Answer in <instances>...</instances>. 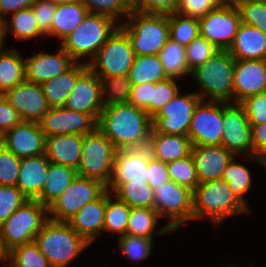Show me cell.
<instances>
[{
	"label": "cell",
	"instance_id": "obj_62",
	"mask_svg": "<svg viewBox=\"0 0 266 267\" xmlns=\"http://www.w3.org/2000/svg\"><path fill=\"white\" fill-rule=\"evenodd\" d=\"M45 1L53 2L54 4H68V3L81 2V0H45Z\"/></svg>",
	"mask_w": 266,
	"mask_h": 267
},
{
	"label": "cell",
	"instance_id": "obj_37",
	"mask_svg": "<svg viewBox=\"0 0 266 267\" xmlns=\"http://www.w3.org/2000/svg\"><path fill=\"white\" fill-rule=\"evenodd\" d=\"M130 208H154V190L146 181L143 183H122L114 192Z\"/></svg>",
	"mask_w": 266,
	"mask_h": 267
},
{
	"label": "cell",
	"instance_id": "obj_56",
	"mask_svg": "<svg viewBox=\"0 0 266 267\" xmlns=\"http://www.w3.org/2000/svg\"><path fill=\"white\" fill-rule=\"evenodd\" d=\"M151 94L152 83L133 85L130 93L129 103L145 110L150 115Z\"/></svg>",
	"mask_w": 266,
	"mask_h": 267
},
{
	"label": "cell",
	"instance_id": "obj_42",
	"mask_svg": "<svg viewBox=\"0 0 266 267\" xmlns=\"http://www.w3.org/2000/svg\"><path fill=\"white\" fill-rule=\"evenodd\" d=\"M99 78L102 81V99L104 105L129 103L133 85L128 75Z\"/></svg>",
	"mask_w": 266,
	"mask_h": 267
},
{
	"label": "cell",
	"instance_id": "obj_54",
	"mask_svg": "<svg viewBox=\"0 0 266 267\" xmlns=\"http://www.w3.org/2000/svg\"><path fill=\"white\" fill-rule=\"evenodd\" d=\"M31 7L39 29L46 35L51 30L56 4L45 0H36Z\"/></svg>",
	"mask_w": 266,
	"mask_h": 267
},
{
	"label": "cell",
	"instance_id": "obj_52",
	"mask_svg": "<svg viewBox=\"0 0 266 267\" xmlns=\"http://www.w3.org/2000/svg\"><path fill=\"white\" fill-rule=\"evenodd\" d=\"M220 6H222L220 0H181L176 11L182 15L199 19Z\"/></svg>",
	"mask_w": 266,
	"mask_h": 267
},
{
	"label": "cell",
	"instance_id": "obj_39",
	"mask_svg": "<svg viewBox=\"0 0 266 267\" xmlns=\"http://www.w3.org/2000/svg\"><path fill=\"white\" fill-rule=\"evenodd\" d=\"M237 156H234L233 159L226 166L222 179H224L232 192L237 196V198L247 207L245 194L251 189L252 185V174L250 170L243 164L235 162Z\"/></svg>",
	"mask_w": 266,
	"mask_h": 267
},
{
	"label": "cell",
	"instance_id": "obj_26",
	"mask_svg": "<svg viewBox=\"0 0 266 267\" xmlns=\"http://www.w3.org/2000/svg\"><path fill=\"white\" fill-rule=\"evenodd\" d=\"M228 52L238 60H266V34L241 22Z\"/></svg>",
	"mask_w": 266,
	"mask_h": 267
},
{
	"label": "cell",
	"instance_id": "obj_2",
	"mask_svg": "<svg viewBox=\"0 0 266 267\" xmlns=\"http://www.w3.org/2000/svg\"><path fill=\"white\" fill-rule=\"evenodd\" d=\"M234 66L235 59L228 50L217 51L190 71V77L200 89L195 93L202 101L233 102Z\"/></svg>",
	"mask_w": 266,
	"mask_h": 267
},
{
	"label": "cell",
	"instance_id": "obj_59",
	"mask_svg": "<svg viewBox=\"0 0 266 267\" xmlns=\"http://www.w3.org/2000/svg\"><path fill=\"white\" fill-rule=\"evenodd\" d=\"M36 0H0V18L4 21L8 14L31 7Z\"/></svg>",
	"mask_w": 266,
	"mask_h": 267
},
{
	"label": "cell",
	"instance_id": "obj_7",
	"mask_svg": "<svg viewBox=\"0 0 266 267\" xmlns=\"http://www.w3.org/2000/svg\"><path fill=\"white\" fill-rule=\"evenodd\" d=\"M49 219L48 208L37 200H27L0 224V245L7 255L15 247L34 241Z\"/></svg>",
	"mask_w": 266,
	"mask_h": 267
},
{
	"label": "cell",
	"instance_id": "obj_41",
	"mask_svg": "<svg viewBox=\"0 0 266 267\" xmlns=\"http://www.w3.org/2000/svg\"><path fill=\"white\" fill-rule=\"evenodd\" d=\"M81 3L86 7L88 13L110 17L119 25L133 10V5L129 0H81Z\"/></svg>",
	"mask_w": 266,
	"mask_h": 267
},
{
	"label": "cell",
	"instance_id": "obj_29",
	"mask_svg": "<svg viewBox=\"0 0 266 267\" xmlns=\"http://www.w3.org/2000/svg\"><path fill=\"white\" fill-rule=\"evenodd\" d=\"M192 146L188 136L150 134L147 147L152 157L169 163L190 155Z\"/></svg>",
	"mask_w": 266,
	"mask_h": 267
},
{
	"label": "cell",
	"instance_id": "obj_12",
	"mask_svg": "<svg viewBox=\"0 0 266 267\" xmlns=\"http://www.w3.org/2000/svg\"><path fill=\"white\" fill-rule=\"evenodd\" d=\"M107 186L96 179L77 175L68 188L48 207L49 219L67 222L85 204L99 198Z\"/></svg>",
	"mask_w": 266,
	"mask_h": 267
},
{
	"label": "cell",
	"instance_id": "obj_57",
	"mask_svg": "<svg viewBox=\"0 0 266 267\" xmlns=\"http://www.w3.org/2000/svg\"><path fill=\"white\" fill-rule=\"evenodd\" d=\"M21 121L17 110L0 94V129L6 132Z\"/></svg>",
	"mask_w": 266,
	"mask_h": 267
},
{
	"label": "cell",
	"instance_id": "obj_13",
	"mask_svg": "<svg viewBox=\"0 0 266 267\" xmlns=\"http://www.w3.org/2000/svg\"><path fill=\"white\" fill-rule=\"evenodd\" d=\"M182 93V94H181ZM179 93L152 117L150 134L188 136L195 107L201 98L195 93Z\"/></svg>",
	"mask_w": 266,
	"mask_h": 267
},
{
	"label": "cell",
	"instance_id": "obj_50",
	"mask_svg": "<svg viewBox=\"0 0 266 267\" xmlns=\"http://www.w3.org/2000/svg\"><path fill=\"white\" fill-rule=\"evenodd\" d=\"M21 159L6 147L0 149V185L16 186Z\"/></svg>",
	"mask_w": 266,
	"mask_h": 267
},
{
	"label": "cell",
	"instance_id": "obj_66",
	"mask_svg": "<svg viewBox=\"0 0 266 267\" xmlns=\"http://www.w3.org/2000/svg\"><path fill=\"white\" fill-rule=\"evenodd\" d=\"M138 0H129V2L134 5Z\"/></svg>",
	"mask_w": 266,
	"mask_h": 267
},
{
	"label": "cell",
	"instance_id": "obj_61",
	"mask_svg": "<svg viewBox=\"0 0 266 267\" xmlns=\"http://www.w3.org/2000/svg\"><path fill=\"white\" fill-rule=\"evenodd\" d=\"M3 20L0 18V50L3 49L5 46V40H4V26H3Z\"/></svg>",
	"mask_w": 266,
	"mask_h": 267
},
{
	"label": "cell",
	"instance_id": "obj_16",
	"mask_svg": "<svg viewBox=\"0 0 266 267\" xmlns=\"http://www.w3.org/2000/svg\"><path fill=\"white\" fill-rule=\"evenodd\" d=\"M38 123L46 137L62 134L84 136L97 129L98 120L87 113L54 107L50 108Z\"/></svg>",
	"mask_w": 266,
	"mask_h": 267
},
{
	"label": "cell",
	"instance_id": "obj_44",
	"mask_svg": "<svg viewBox=\"0 0 266 267\" xmlns=\"http://www.w3.org/2000/svg\"><path fill=\"white\" fill-rule=\"evenodd\" d=\"M170 181L194 190L199 185L192 154L167 163Z\"/></svg>",
	"mask_w": 266,
	"mask_h": 267
},
{
	"label": "cell",
	"instance_id": "obj_48",
	"mask_svg": "<svg viewBox=\"0 0 266 267\" xmlns=\"http://www.w3.org/2000/svg\"><path fill=\"white\" fill-rule=\"evenodd\" d=\"M29 200L16 186L0 185V224Z\"/></svg>",
	"mask_w": 266,
	"mask_h": 267
},
{
	"label": "cell",
	"instance_id": "obj_21",
	"mask_svg": "<svg viewBox=\"0 0 266 267\" xmlns=\"http://www.w3.org/2000/svg\"><path fill=\"white\" fill-rule=\"evenodd\" d=\"M46 135L39 123L21 121L6 131L5 147L21 158L45 153Z\"/></svg>",
	"mask_w": 266,
	"mask_h": 267
},
{
	"label": "cell",
	"instance_id": "obj_65",
	"mask_svg": "<svg viewBox=\"0 0 266 267\" xmlns=\"http://www.w3.org/2000/svg\"><path fill=\"white\" fill-rule=\"evenodd\" d=\"M222 267H242V266H238L236 264H231V265H224Z\"/></svg>",
	"mask_w": 266,
	"mask_h": 267
},
{
	"label": "cell",
	"instance_id": "obj_22",
	"mask_svg": "<svg viewBox=\"0 0 266 267\" xmlns=\"http://www.w3.org/2000/svg\"><path fill=\"white\" fill-rule=\"evenodd\" d=\"M75 61L60 46L55 54L44 50L25 59V80L41 84L69 69Z\"/></svg>",
	"mask_w": 266,
	"mask_h": 267
},
{
	"label": "cell",
	"instance_id": "obj_6",
	"mask_svg": "<svg viewBox=\"0 0 266 267\" xmlns=\"http://www.w3.org/2000/svg\"><path fill=\"white\" fill-rule=\"evenodd\" d=\"M119 27L128 35L135 55H159L169 40L168 14L133 9Z\"/></svg>",
	"mask_w": 266,
	"mask_h": 267
},
{
	"label": "cell",
	"instance_id": "obj_23",
	"mask_svg": "<svg viewBox=\"0 0 266 267\" xmlns=\"http://www.w3.org/2000/svg\"><path fill=\"white\" fill-rule=\"evenodd\" d=\"M191 154L199 184L221 179L226 166L234 157L222 145L192 146Z\"/></svg>",
	"mask_w": 266,
	"mask_h": 267
},
{
	"label": "cell",
	"instance_id": "obj_5",
	"mask_svg": "<svg viewBox=\"0 0 266 267\" xmlns=\"http://www.w3.org/2000/svg\"><path fill=\"white\" fill-rule=\"evenodd\" d=\"M118 27L119 24L110 17L88 13L79 26L59 46L75 62L88 64Z\"/></svg>",
	"mask_w": 266,
	"mask_h": 267
},
{
	"label": "cell",
	"instance_id": "obj_46",
	"mask_svg": "<svg viewBox=\"0 0 266 267\" xmlns=\"http://www.w3.org/2000/svg\"><path fill=\"white\" fill-rule=\"evenodd\" d=\"M213 43L200 34L185 47V56L188 70L191 71L210 59L217 51Z\"/></svg>",
	"mask_w": 266,
	"mask_h": 267
},
{
	"label": "cell",
	"instance_id": "obj_63",
	"mask_svg": "<svg viewBox=\"0 0 266 267\" xmlns=\"http://www.w3.org/2000/svg\"><path fill=\"white\" fill-rule=\"evenodd\" d=\"M6 132L0 129V149L5 147Z\"/></svg>",
	"mask_w": 266,
	"mask_h": 267
},
{
	"label": "cell",
	"instance_id": "obj_10",
	"mask_svg": "<svg viewBox=\"0 0 266 267\" xmlns=\"http://www.w3.org/2000/svg\"><path fill=\"white\" fill-rule=\"evenodd\" d=\"M223 126L221 145L234 156L242 155L263 167L264 160L253 156L251 126L240 103L223 102Z\"/></svg>",
	"mask_w": 266,
	"mask_h": 267
},
{
	"label": "cell",
	"instance_id": "obj_51",
	"mask_svg": "<svg viewBox=\"0 0 266 267\" xmlns=\"http://www.w3.org/2000/svg\"><path fill=\"white\" fill-rule=\"evenodd\" d=\"M244 107L250 125L266 124V91L245 98Z\"/></svg>",
	"mask_w": 266,
	"mask_h": 267
},
{
	"label": "cell",
	"instance_id": "obj_49",
	"mask_svg": "<svg viewBox=\"0 0 266 267\" xmlns=\"http://www.w3.org/2000/svg\"><path fill=\"white\" fill-rule=\"evenodd\" d=\"M238 10L242 23L257 27L266 34V0L244 3Z\"/></svg>",
	"mask_w": 266,
	"mask_h": 267
},
{
	"label": "cell",
	"instance_id": "obj_47",
	"mask_svg": "<svg viewBox=\"0 0 266 267\" xmlns=\"http://www.w3.org/2000/svg\"><path fill=\"white\" fill-rule=\"evenodd\" d=\"M177 79L168 77L167 79L152 83V94L150 100V116L153 117L162 107L171 101L180 91Z\"/></svg>",
	"mask_w": 266,
	"mask_h": 267
},
{
	"label": "cell",
	"instance_id": "obj_43",
	"mask_svg": "<svg viewBox=\"0 0 266 267\" xmlns=\"http://www.w3.org/2000/svg\"><path fill=\"white\" fill-rule=\"evenodd\" d=\"M6 258L12 267H51L34 241L15 247Z\"/></svg>",
	"mask_w": 266,
	"mask_h": 267
},
{
	"label": "cell",
	"instance_id": "obj_38",
	"mask_svg": "<svg viewBox=\"0 0 266 267\" xmlns=\"http://www.w3.org/2000/svg\"><path fill=\"white\" fill-rule=\"evenodd\" d=\"M168 77L183 78L190 75L185 56V47L169 39L159 53Z\"/></svg>",
	"mask_w": 266,
	"mask_h": 267
},
{
	"label": "cell",
	"instance_id": "obj_68",
	"mask_svg": "<svg viewBox=\"0 0 266 267\" xmlns=\"http://www.w3.org/2000/svg\"><path fill=\"white\" fill-rule=\"evenodd\" d=\"M6 264H7L8 266H7V265H4L3 267H5V266H6V267H12L8 262H7Z\"/></svg>",
	"mask_w": 266,
	"mask_h": 267
},
{
	"label": "cell",
	"instance_id": "obj_67",
	"mask_svg": "<svg viewBox=\"0 0 266 267\" xmlns=\"http://www.w3.org/2000/svg\"><path fill=\"white\" fill-rule=\"evenodd\" d=\"M263 167L266 169V159L264 160Z\"/></svg>",
	"mask_w": 266,
	"mask_h": 267
},
{
	"label": "cell",
	"instance_id": "obj_4",
	"mask_svg": "<svg viewBox=\"0 0 266 267\" xmlns=\"http://www.w3.org/2000/svg\"><path fill=\"white\" fill-rule=\"evenodd\" d=\"M192 198L193 221L205 216L217 226L231 216L250 212L222 178L199 184L193 190Z\"/></svg>",
	"mask_w": 266,
	"mask_h": 267
},
{
	"label": "cell",
	"instance_id": "obj_31",
	"mask_svg": "<svg viewBox=\"0 0 266 267\" xmlns=\"http://www.w3.org/2000/svg\"><path fill=\"white\" fill-rule=\"evenodd\" d=\"M87 14L88 11L81 2L56 4L51 30L46 36L58 37L61 43L79 26Z\"/></svg>",
	"mask_w": 266,
	"mask_h": 267
},
{
	"label": "cell",
	"instance_id": "obj_27",
	"mask_svg": "<svg viewBox=\"0 0 266 267\" xmlns=\"http://www.w3.org/2000/svg\"><path fill=\"white\" fill-rule=\"evenodd\" d=\"M49 164L45 153L21 158L16 187L29 200H35L41 194Z\"/></svg>",
	"mask_w": 266,
	"mask_h": 267
},
{
	"label": "cell",
	"instance_id": "obj_35",
	"mask_svg": "<svg viewBox=\"0 0 266 267\" xmlns=\"http://www.w3.org/2000/svg\"><path fill=\"white\" fill-rule=\"evenodd\" d=\"M10 22L6 18L3 22L4 26V40L10 32L16 40H28L35 37H46V35L39 29L38 22L34 16L32 7L22 9L13 14H10Z\"/></svg>",
	"mask_w": 266,
	"mask_h": 267
},
{
	"label": "cell",
	"instance_id": "obj_28",
	"mask_svg": "<svg viewBox=\"0 0 266 267\" xmlns=\"http://www.w3.org/2000/svg\"><path fill=\"white\" fill-rule=\"evenodd\" d=\"M87 68L88 64L75 62L62 74L40 84L50 108L65 106L78 77Z\"/></svg>",
	"mask_w": 266,
	"mask_h": 267
},
{
	"label": "cell",
	"instance_id": "obj_64",
	"mask_svg": "<svg viewBox=\"0 0 266 267\" xmlns=\"http://www.w3.org/2000/svg\"><path fill=\"white\" fill-rule=\"evenodd\" d=\"M8 262L6 258V254L3 252L1 245H0V263Z\"/></svg>",
	"mask_w": 266,
	"mask_h": 267
},
{
	"label": "cell",
	"instance_id": "obj_55",
	"mask_svg": "<svg viewBox=\"0 0 266 267\" xmlns=\"http://www.w3.org/2000/svg\"><path fill=\"white\" fill-rule=\"evenodd\" d=\"M168 181H170V178L168 174L167 163L150 156L146 182L153 190H155L156 187L161 186Z\"/></svg>",
	"mask_w": 266,
	"mask_h": 267
},
{
	"label": "cell",
	"instance_id": "obj_8",
	"mask_svg": "<svg viewBox=\"0 0 266 267\" xmlns=\"http://www.w3.org/2000/svg\"><path fill=\"white\" fill-rule=\"evenodd\" d=\"M116 151V147L98 128L92 133L85 134L77 168L78 175L96 179L108 186Z\"/></svg>",
	"mask_w": 266,
	"mask_h": 267
},
{
	"label": "cell",
	"instance_id": "obj_58",
	"mask_svg": "<svg viewBox=\"0 0 266 267\" xmlns=\"http://www.w3.org/2000/svg\"><path fill=\"white\" fill-rule=\"evenodd\" d=\"M252 134L253 156L266 159V124L250 125Z\"/></svg>",
	"mask_w": 266,
	"mask_h": 267
},
{
	"label": "cell",
	"instance_id": "obj_36",
	"mask_svg": "<svg viewBox=\"0 0 266 267\" xmlns=\"http://www.w3.org/2000/svg\"><path fill=\"white\" fill-rule=\"evenodd\" d=\"M129 213L130 207L107 189L103 232L111 233L107 234L109 238L115 237L112 233L118 234V237L126 234Z\"/></svg>",
	"mask_w": 266,
	"mask_h": 267
},
{
	"label": "cell",
	"instance_id": "obj_11",
	"mask_svg": "<svg viewBox=\"0 0 266 267\" xmlns=\"http://www.w3.org/2000/svg\"><path fill=\"white\" fill-rule=\"evenodd\" d=\"M193 191L174 181L156 187L154 208L160 218L165 217L167 225L174 232L190 220L193 221Z\"/></svg>",
	"mask_w": 266,
	"mask_h": 267
},
{
	"label": "cell",
	"instance_id": "obj_33",
	"mask_svg": "<svg viewBox=\"0 0 266 267\" xmlns=\"http://www.w3.org/2000/svg\"><path fill=\"white\" fill-rule=\"evenodd\" d=\"M132 85L156 83L168 78L159 55H135L128 73Z\"/></svg>",
	"mask_w": 266,
	"mask_h": 267
},
{
	"label": "cell",
	"instance_id": "obj_19",
	"mask_svg": "<svg viewBox=\"0 0 266 267\" xmlns=\"http://www.w3.org/2000/svg\"><path fill=\"white\" fill-rule=\"evenodd\" d=\"M64 107L93 115L98 120L104 108L102 81L89 67L78 77Z\"/></svg>",
	"mask_w": 266,
	"mask_h": 267
},
{
	"label": "cell",
	"instance_id": "obj_20",
	"mask_svg": "<svg viewBox=\"0 0 266 267\" xmlns=\"http://www.w3.org/2000/svg\"><path fill=\"white\" fill-rule=\"evenodd\" d=\"M266 91V60L235 59L233 102Z\"/></svg>",
	"mask_w": 266,
	"mask_h": 267
},
{
	"label": "cell",
	"instance_id": "obj_30",
	"mask_svg": "<svg viewBox=\"0 0 266 267\" xmlns=\"http://www.w3.org/2000/svg\"><path fill=\"white\" fill-rule=\"evenodd\" d=\"M77 170L50 162L41 194L35 199L47 208L68 188Z\"/></svg>",
	"mask_w": 266,
	"mask_h": 267
},
{
	"label": "cell",
	"instance_id": "obj_24",
	"mask_svg": "<svg viewBox=\"0 0 266 267\" xmlns=\"http://www.w3.org/2000/svg\"><path fill=\"white\" fill-rule=\"evenodd\" d=\"M107 190L96 200L85 204L67 222L90 245L103 234Z\"/></svg>",
	"mask_w": 266,
	"mask_h": 267
},
{
	"label": "cell",
	"instance_id": "obj_14",
	"mask_svg": "<svg viewBox=\"0 0 266 267\" xmlns=\"http://www.w3.org/2000/svg\"><path fill=\"white\" fill-rule=\"evenodd\" d=\"M223 101H200L195 107L188 137L193 146L221 145Z\"/></svg>",
	"mask_w": 266,
	"mask_h": 267
},
{
	"label": "cell",
	"instance_id": "obj_9",
	"mask_svg": "<svg viewBox=\"0 0 266 267\" xmlns=\"http://www.w3.org/2000/svg\"><path fill=\"white\" fill-rule=\"evenodd\" d=\"M134 57L128 35L118 27L88 63V67L98 77L126 76Z\"/></svg>",
	"mask_w": 266,
	"mask_h": 267
},
{
	"label": "cell",
	"instance_id": "obj_15",
	"mask_svg": "<svg viewBox=\"0 0 266 267\" xmlns=\"http://www.w3.org/2000/svg\"><path fill=\"white\" fill-rule=\"evenodd\" d=\"M198 20L200 35L220 50H228L241 23V16L238 8L222 5Z\"/></svg>",
	"mask_w": 266,
	"mask_h": 267
},
{
	"label": "cell",
	"instance_id": "obj_32",
	"mask_svg": "<svg viewBox=\"0 0 266 267\" xmlns=\"http://www.w3.org/2000/svg\"><path fill=\"white\" fill-rule=\"evenodd\" d=\"M159 219L161 218L155 208L132 207L130 208L126 234L153 238L156 235L162 236L167 233H174L167 224L162 226L158 232L155 231Z\"/></svg>",
	"mask_w": 266,
	"mask_h": 267
},
{
	"label": "cell",
	"instance_id": "obj_60",
	"mask_svg": "<svg viewBox=\"0 0 266 267\" xmlns=\"http://www.w3.org/2000/svg\"><path fill=\"white\" fill-rule=\"evenodd\" d=\"M222 5L239 8L242 4L251 2L254 0H220Z\"/></svg>",
	"mask_w": 266,
	"mask_h": 267
},
{
	"label": "cell",
	"instance_id": "obj_3",
	"mask_svg": "<svg viewBox=\"0 0 266 267\" xmlns=\"http://www.w3.org/2000/svg\"><path fill=\"white\" fill-rule=\"evenodd\" d=\"M34 242L51 267H68L90 246L68 222L51 219L45 222Z\"/></svg>",
	"mask_w": 266,
	"mask_h": 267
},
{
	"label": "cell",
	"instance_id": "obj_53",
	"mask_svg": "<svg viewBox=\"0 0 266 267\" xmlns=\"http://www.w3.org/2000/svg\"><path fill=\"white\" fill-rule=\"evenodd\" d=\"M181 0H138L133 9L142 13L171 14Z\"/></svg>",
	"mask_w": 266,
	"mask_h": 267
},
{
	"label": "cell",
	"instance_id": "obj_40",
	"mask_svg": "<svg viewBox=\"0 0 266 267\" xmlns=\"http://www.w3.org/2000/svg\"><path fill=\"white\" fill-rule=\"evenodd\" d=\"M169 39L186 47L199 34V20L178 13L168 14Z\"/></svg>",
	"mask_w": 266,
	"mask_h": 267
},
{
	"label": "cell",
	"instance_id": "obj_25",
	"mask_svg": "<svg viewBox=\"0 0 266 267\" xmlns=\"http://www.w3.org/2000/svg\"><path fill=\"white\" fill-rule=\"evenodd\" d=\"M83 135L62 134L46 137L45 155L55 164L77 170L83 146Z\"/></svg>",
	"mask_w": 266,
	"mask_h": 267
},
{
	"label": "cell",
	"instance_id": "obj_1",
	"mask_svg": "<svg viewBox=\"0 0 266 267\" xmlns=\"http://www.w3.org/2000/svg\"><path fill=\"white\" fill-rule=\"evenodd\" d=\"M97 128L116 149L148 146L152 130V117L130 103L104 105Z\"/></svg>",
	"mask_w": 266,
	"mask_h": 267
},
{
	"label": "cell",
	"instance_id": "obj_45",
	"mask_svg": "<svg viewBox=\"0 0 266 267\" xmlns=\"http://www.w3.org/2000/svg\"><path fill=\"white\" fill-rule=\"evenodd\" d=\"M117 238L119 239L120 254L129 261L137 262L136 264L147 259L152 252L153 238L130 236L127 234Z\"/></svg>",
	"mask_w": 266,
	"mask_h": 267
},
{
	"label": "cell",
	"instance_id": "obj_17",
	"mask_svg": "<svg viewBox=\"0 0 266 267\" xmlns=\"http://www.w3.org/2000/svg\"><path fill=\"white\" fill-rule=\"evenodd\" d=\"M150 156L148 147L118 149L115 153L113 173L107 189L113 193L124 182L147 181Z\"/></svg>",
	"mask_w": 266,
	"mask_h": 267
},
{
	"label": "cell",
	"instance_id": "obj_34",
	"mask_svg": "<svg viewBox=\"0 0 266 267\" xmlns=\"http://www.w3.org/2000/svg\"><path fill=\"white\" fill-rule=\"evenodd\" d=\"M25 80V59L15 49L0 50V94Z\"/></svg>",
	"mask_w": 266,
	"mask_h": 267
},
{
	"label": "cell",
	"instance_id": "obj_18",
	"mask_svg": "<svg viewBox=\"0 0 266 267\" xmlns=\"http://www.w3.org/2000/svg\"><path fill=\"white\" fill-rule=\"evenodd\" d=\"M3 95L17 110L22 121L38 123L50 109L42 87L38 83L23 80Z\"/></svg>",
	"mask_w": 266,
	"mask_h": 267
}]
</instances>
